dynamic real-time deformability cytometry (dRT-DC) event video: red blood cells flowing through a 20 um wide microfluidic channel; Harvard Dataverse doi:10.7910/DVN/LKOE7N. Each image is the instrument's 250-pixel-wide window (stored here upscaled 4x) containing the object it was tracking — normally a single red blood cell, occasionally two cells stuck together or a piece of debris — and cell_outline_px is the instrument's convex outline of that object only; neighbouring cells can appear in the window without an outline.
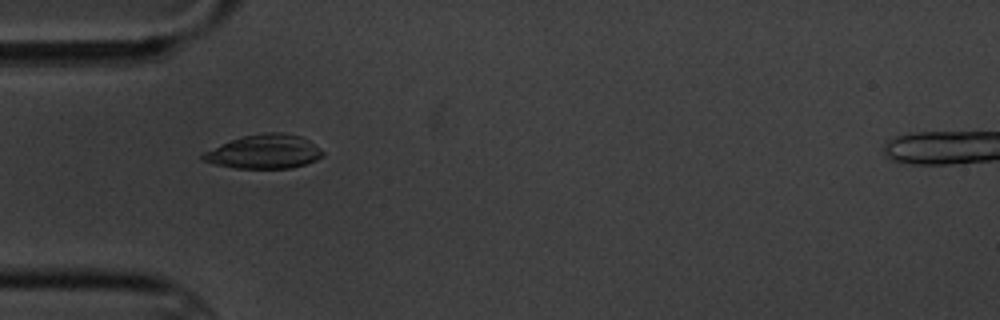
{"species": "common noctule bat (a hibernating species)", "species_latin": "Nyctalus noctula", "temperature_condition": "cold", "stored_images_in_passage": 2, "camera_frame_rate_fps": 3000, "um_per_image_px": 0.085, "animal": {"sex": "male", "body_mass_g": 20.1, "forearm_length_mm": 53.5}, "frame": {"image": 1, "passage_image": 1, "time_ms": 0.0, "image_size_px": [1000, 320], "cell_outline_px": [[324, 156], [316, 160], [292, 168], [236, 168], [212, 164], [200, 160], [200, 156], [204, 152], [232, 140], [244, 136], [264, 132], [280, 132], [300, 136], [308, 140], [320, 148], [324, 152]], "centroid_in_image_um": [22.46, 12.9], "position_along_channel_um": 62.5, "area_um2": 23.64}}
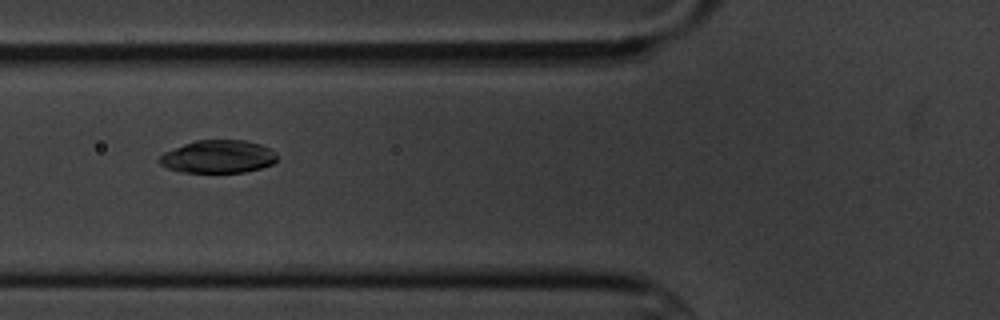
{"frame": {"image": 2, "passage_image": 2, "time_ms": 1.333, "image_size_px": [1000, 320], "cell_outline_px": [[276, 160], [272, 164], [260, 168], [244, 172], [180, 172], [168, 168], [160, 164], [156, 160], [164, 152], [184, 144], [196, 140], [244, 140], [260, 144], [276, 152]], "centroid_in_image_um": [18.51, 13.31], "position_along_channel_um": 107.3, "area_um2": 22.48}}